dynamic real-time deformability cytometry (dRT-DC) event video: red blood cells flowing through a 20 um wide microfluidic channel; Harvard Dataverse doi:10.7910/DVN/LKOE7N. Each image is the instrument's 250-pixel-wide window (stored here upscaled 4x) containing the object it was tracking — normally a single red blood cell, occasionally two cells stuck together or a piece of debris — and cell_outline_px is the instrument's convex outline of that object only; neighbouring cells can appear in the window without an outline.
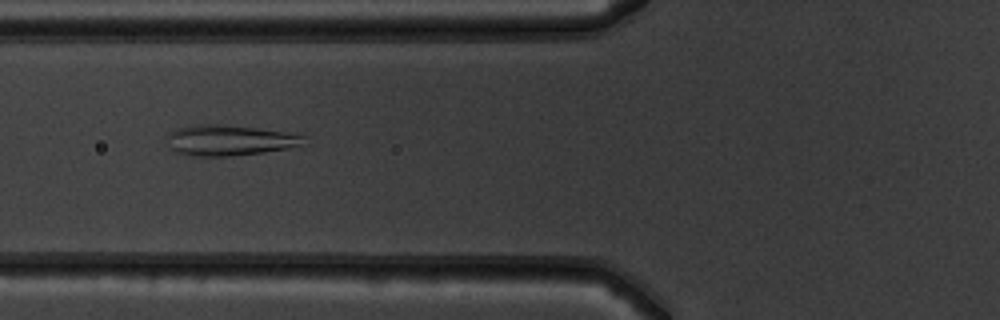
{"species": "common noctule bat (a hibernating species)", "species_latin": "Nyctalus noctula", "temperature_condition": "warm", "stored_images_in_passage": 32, "camera_frame_rate_fps": 3000, "um_per_image_px": 0.085, "animal": {"sex": "male", "body_mass_g": 19.5, "forearm_length_mm": 54.6}, "frame": {"image": 1, "passage_image": 5, "time_ms": 1.333, "image_size_px": [1000, 320], "cell_outline_px": [[308, 144], [288, 148], [264, 152], [232, 156], [196, 156], [176, 152], [168, 148], [168, 132], [192, 124], [220, 124], [304, 132], [308, 136]], "centroid_in_image_um": [19.68, 11.9], "position_along_channel_um": 106.1, "area_um2": 25.37}}
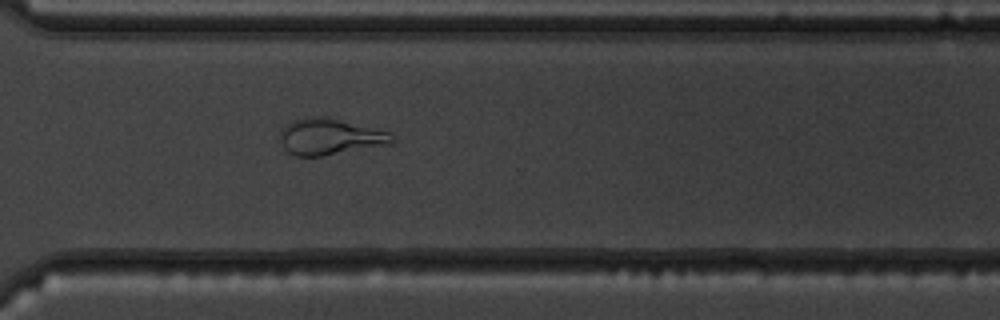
{"frame": {"image": 2, "passage_image": 23, "time_ms": 7.333, "image_size_px": [1000, 320], "cell_outline_px": [[392, 144], [320, 156], [296, 156], [288, 152], [284, 148], [280, 140], [280, 132], [292, 120], [336, 120], [388, 132], [392, 136]], "centroid_in_image_um": [28.02, 11.7], "position_along_channel_um": 342.6, "area_um2": 22.2}}
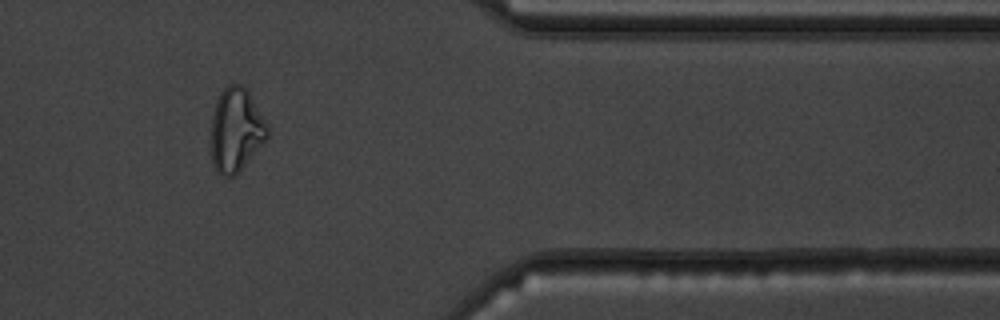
{"frame": {"image": 3, "passage_image": 28, "time_ms": 9.0, "image_size_px": [1000, 320], "cell_outline_px": [[268, 136], [244, 164], [232, 176], [220, 176], [216, 172], [212, 164], [212, 116], [216, 100], [224, 88], [228, 84], [240, 84], [248, 88], [268, 124]], "centroid_in_image_um": [20.06, 10.99], "position_along_channel_um": 391.3, "area_um2": 27.28}, "authors_computed_cell_mechanics": {"area_um2": 21.7039, "velocity_mm_per_s": 3.9422, "shape_relaxation_time_tau1_ms": null, "shape_relaxation_time_tau2_ms": 1.8301, "deformation_change_tau1": null, "deformation_change_tau2": 0.0758}}